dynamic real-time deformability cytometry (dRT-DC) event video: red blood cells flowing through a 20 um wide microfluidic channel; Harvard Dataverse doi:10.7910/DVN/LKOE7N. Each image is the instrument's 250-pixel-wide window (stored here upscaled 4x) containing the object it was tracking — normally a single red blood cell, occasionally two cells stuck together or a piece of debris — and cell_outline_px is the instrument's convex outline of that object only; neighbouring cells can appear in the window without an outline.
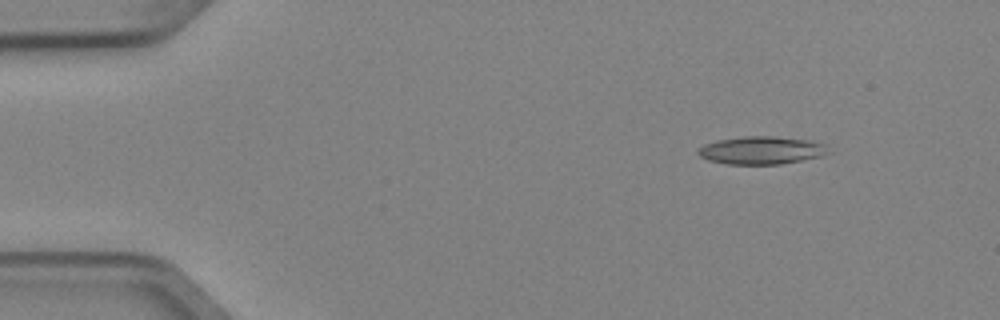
{"species": "Egyptian fruit bat (a non-hibernating species)", "species_latin": "Rousettus aegyptiacus", "temperature_condition": "cold", "stored_images_in_passage": 6, "camera_frame_rate_fps": 3000, "um_per_image_px": 0.085, "animal": {"sex": "female"}, "frame": {"image": 1, "passage_image": 2, "time_ms": 0.333, "image_size_px": [1000, 320], "cell_outline_px": [[832, 152], [820, 156], [780, 164], [728, 164], [708, 160], [700, 156], [696, 152], [704, 144], [716, 140], [744, 136], [776, 136], [808, 140], [824, 144]], "centroid_in_image_um": [64.71, 12.77], "position_along_channel_um": 20.3, "area_um2": 21.1}}
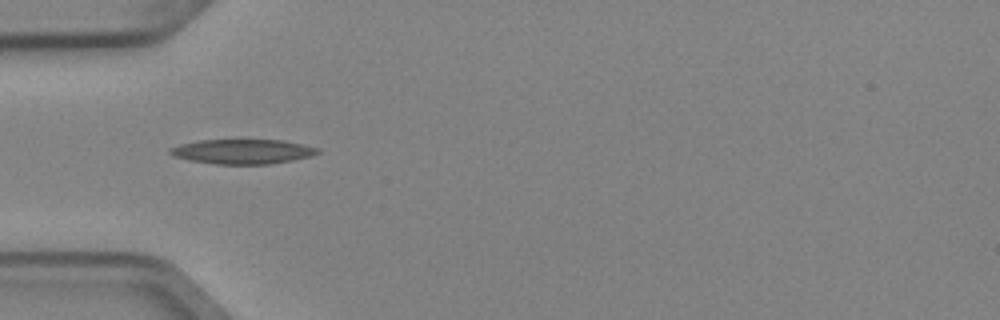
{"frame": {"image": 2, "passage_image": 5, "time_ms": 1.333, "image_size_px": [1000, 320], "cell_outline_px": [[320, 152], [312, 156], [272, 164], [216, 164], [188, 160], [172, 156], [168, 152], [168, 148], [180, 144], [200, 140], [280, 140], [320, 148]], "centroid_in_image_um": [20.59, 12.88], "position_along_channel_um": 64.4, "area_um2": 21.27}}
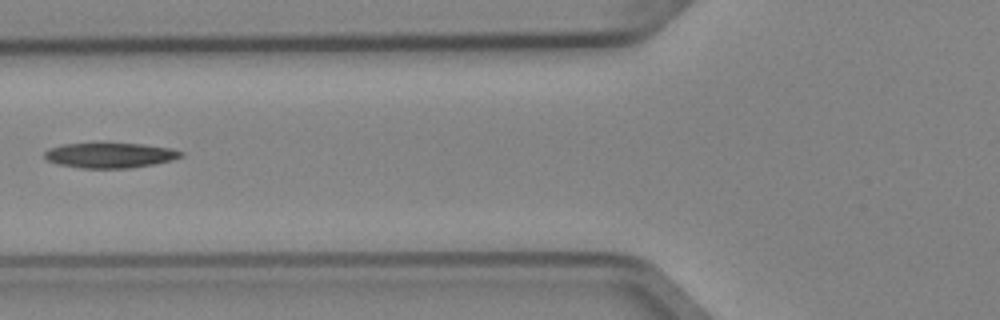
{"frame": {"image": 3, "passage_image": 6, "time_ms": 1.667, "image_size_px": [1000, 320], "cell_outline_px": [[184, 156], [172, 160], [152, 164], [128, 168], [80, 168], [56, 164], [48, 160], [44, 156], [44, 152], [48, 148], [60, 144], [100, 140], [144, 144], [172, 148], [184, 152]], "centroid_in_image_um": [9.3, 13.14], "position_along_channel_um": 116.5, "area_um2": 21.15}}